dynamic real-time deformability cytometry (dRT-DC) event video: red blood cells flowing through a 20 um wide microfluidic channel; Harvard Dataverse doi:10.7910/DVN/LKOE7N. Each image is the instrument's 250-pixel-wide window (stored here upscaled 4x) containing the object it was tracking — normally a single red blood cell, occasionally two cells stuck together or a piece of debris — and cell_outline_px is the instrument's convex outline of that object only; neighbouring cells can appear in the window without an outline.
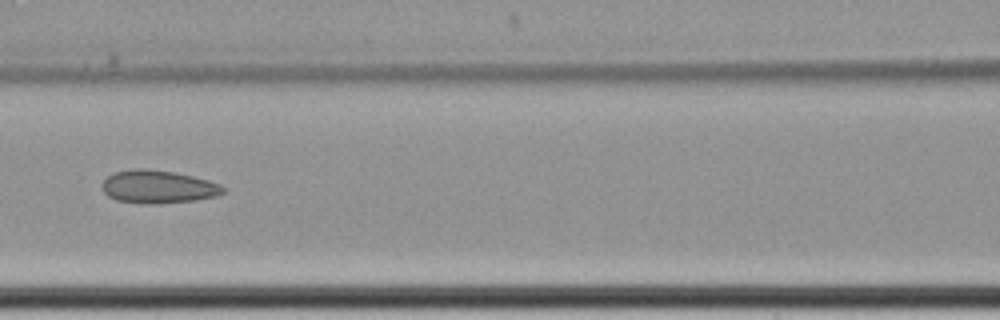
{"species": "common noctule bat (a hibernating species)", "species_latin": "Nyctalus noctula", "temperature_condition": "cold", "stored_images_in_passage": 10, "camera_frame_rate_fps": 3000, "um_per_image_px": 0.085, "animal": {"sex": "female", "body_mass_g": 22.7, "forearm_length_mm": 54.2}, "frame": {"image": 1, "passage_image": 9, "time_ms": 10.333, "image_size_px": [1000, 320], "cell_outline_px": [[224, 192], [216, 196], [196, 200], [156, 204], [148, 204], [116, 200], [108, 196], [100, 188], [100, 184], [108, 176], [116, 172], [136, 168], [140, 168], [172, 172], [192, 176], [208, 180], [220, 184], [224, 188]], "centroid_in_image_um": [13.41, 15.89], "position_along_channel_um": 153.2, "area_um2": 23.18}}
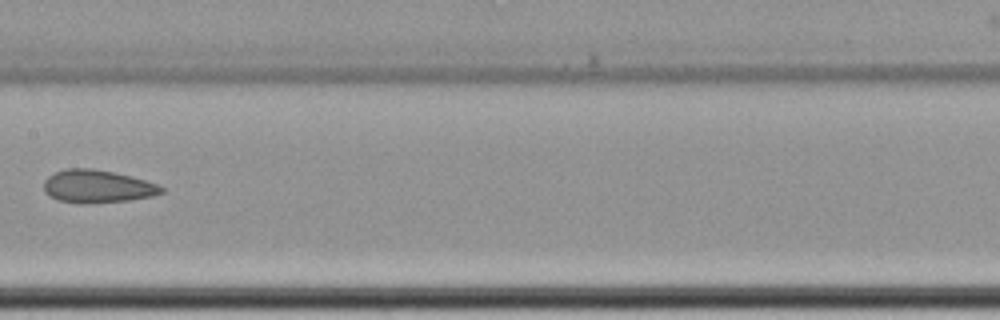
{"frame": {"image": 2, "passage_image": 10, "time_ms": 11.667, "image_size_px": [1000, 320], "cell_outline_px": [[164, 192], [152, 196], [128, 200], [84, 204], [80, 204], [56, 200], [48, 196], [44, 192], [44, 180], [52, 172], [68, 168], [92, 168], [112, 172], [160, 184], [164, 188]], "centroid_in_image_um": [8.23, 15.85], "position_along_channel_um": 199.2, "area_um2": 22.72}}